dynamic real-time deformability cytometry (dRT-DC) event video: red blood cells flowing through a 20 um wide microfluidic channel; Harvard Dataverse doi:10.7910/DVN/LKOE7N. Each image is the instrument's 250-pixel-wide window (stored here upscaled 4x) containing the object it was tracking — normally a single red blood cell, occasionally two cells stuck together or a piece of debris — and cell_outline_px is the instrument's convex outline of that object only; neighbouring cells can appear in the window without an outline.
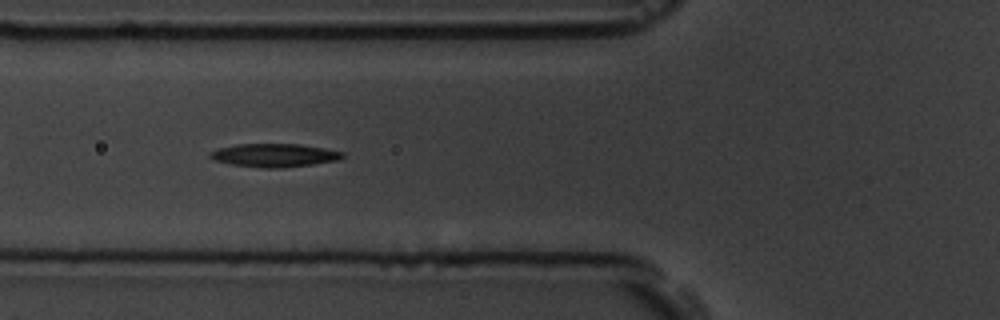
{"species": "common noctule bat (a hibernating species)", "species_latin": "Nyctalus noctula", "temperature_condition": "room temperature", "stored_images_in_passage": 41, "camera_frame_rate_fps": 3000, "um_per_image_px": 0.085, "animal": {"sex": "male", "body_mass_g": 19.5, "forearm_length_mm": 54.6}, "frame": {"image": 1, "passage_image": 7, "time_ms": 2.0, "image_size_px": [1000, 320], "cell_outline_px": [[344, 156], [336, 160], [312, 164], [280, 168], [264, 168], [232, 164], [216, 160], [208, 156], [208, 152], [220, 148], [236, 144], [300, 144], [324, 148], [344, 152]], "centroid_in_image_um": [23.31, 13.19], "position_along_channel_um": 102.5, "area_um2": 17.8}}
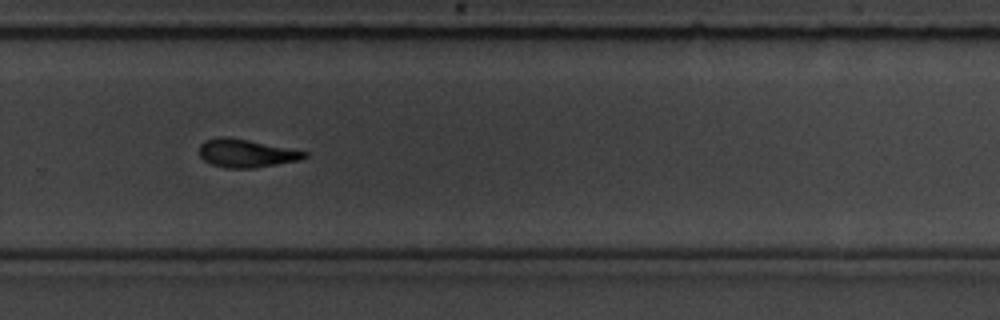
{"frame": {"image": 2, "passage_image": 24, "time_ms": 7.667, "image_size_px": [1000, 320], "cell_outline_px": [[308, 156], [300, 160], [256, 168], [224, 168], [212, 164], [204, 160], [200, 156], [200, 144], [204, 140], [216, 136], [228, 136], [308, 152]], "centroid_in_image_um": [20.9, 13.02], "position_along_channel_um": 308.9, "area_um2": 17.34}, "authors_computed_cell_mechanics": {"area_um2": 17.5134, "velocity_mm_per_s": 3.6495, "shape_relaxation_time_tau1_ms": 4.5086, "shape_relaxation_time_tau2_ms": 5.3267, "deformation_change_tau1": 0.1675, "deformation_change_tau2": 0.1487}}